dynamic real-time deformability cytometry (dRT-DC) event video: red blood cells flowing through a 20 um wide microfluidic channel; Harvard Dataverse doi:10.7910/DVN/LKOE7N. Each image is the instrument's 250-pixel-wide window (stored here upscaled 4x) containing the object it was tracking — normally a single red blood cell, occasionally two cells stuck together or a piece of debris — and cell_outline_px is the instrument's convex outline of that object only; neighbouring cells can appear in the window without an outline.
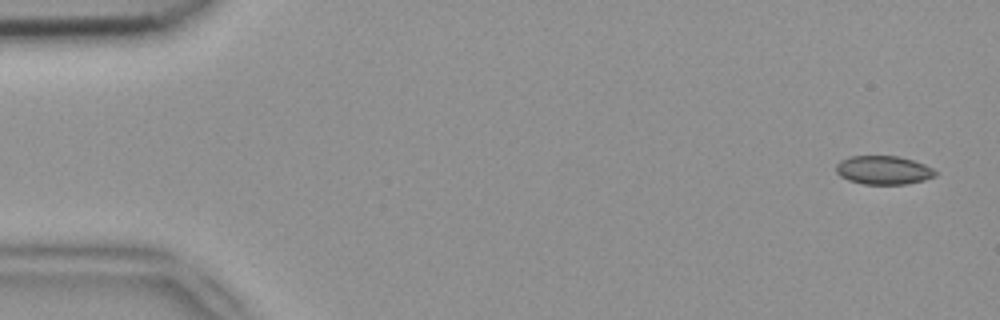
{"species": "common noctule bat (a hibernating species)", "species_latin": "Nyctalus noctula", "temperature_condition": "room temperature", "stored_images_in_passage": 50, "camera_frame_rate_fps": 3000, "um_per_image_px": 0.085, "animal": {"sex": "female", "body_mass_g": 18.4}, "frame": {"image": 1, "passage_image": 1, "time_ms": 0.0, "image_size_px": [1000, 320], "cell_outline_px": [[936, 176], [924, 180], [908, 184], [864, 184], [848, 180], [840, 176], [836, 172], [836, 164], [840, 160], [852, 156], [896, 156], [912, 160], [924, 164], [932, 168], [936, 172]], "centroid_in_image_um": [75.08, 14.46], "position_along_channel_um": 9.9, "area_um2": 16.53}}
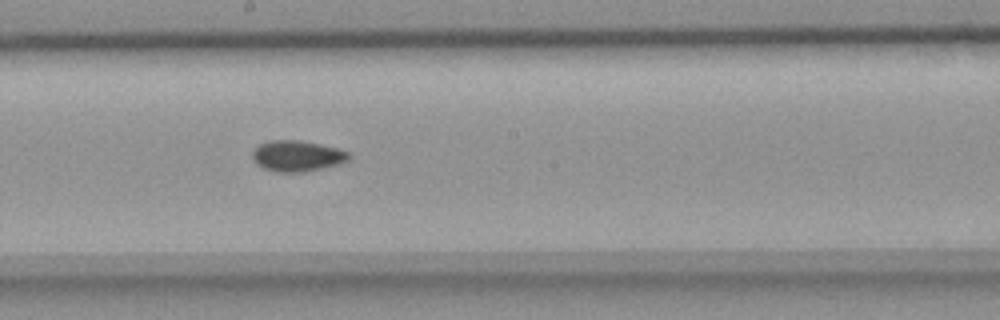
{"frame": {"image": 2, "passage_image": 27, "time_ms": 8.667, "image_size_px": [1000, 320], "cell_outline_px": [[348, 160], [340, 164], [304, 172], [276, 172], [264, 168], [256, 164], [252, 160], [252, 152], [260, 144], [272, 140], [300, 140], [320, 144], [336, 148], [348, 152]], "centroid_in_image_um": [25.23, 13.26], "position_along_channel_um": 223.0, "area_um2": 17.28}}
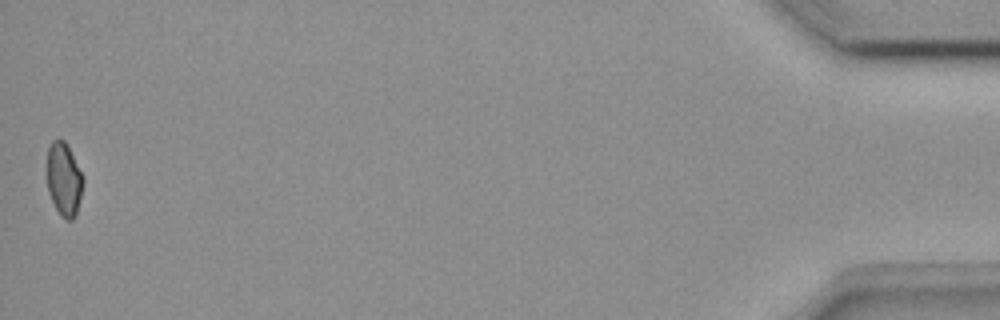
{"frame": {"image": 3, "passage_image": 50, "time_ms": 16.333, "image_size_px": [1000, 320], "cell_outline_px": [[84, 180], [76, 216], [72, 220], [68, 220], [60, 216], [48, 192], [48, 148], [52, 140], [64, 140], [84, 176]], "centroid_in_image_um": [5.45, 15.27], "position_along_channel_um": 429.7, "area_um2": 15.26}, "authors_computed_cell_mechanics": {"area_um2": 16.762, "velocity_mm_per_s": 3.9495, "shape_relaxation_time_tau1_ms": null, "shape_relaxation_time_tau2_ms": 3.5795, "deformation_change_tau1": null, "deformation_change_tau2": 0.063}}